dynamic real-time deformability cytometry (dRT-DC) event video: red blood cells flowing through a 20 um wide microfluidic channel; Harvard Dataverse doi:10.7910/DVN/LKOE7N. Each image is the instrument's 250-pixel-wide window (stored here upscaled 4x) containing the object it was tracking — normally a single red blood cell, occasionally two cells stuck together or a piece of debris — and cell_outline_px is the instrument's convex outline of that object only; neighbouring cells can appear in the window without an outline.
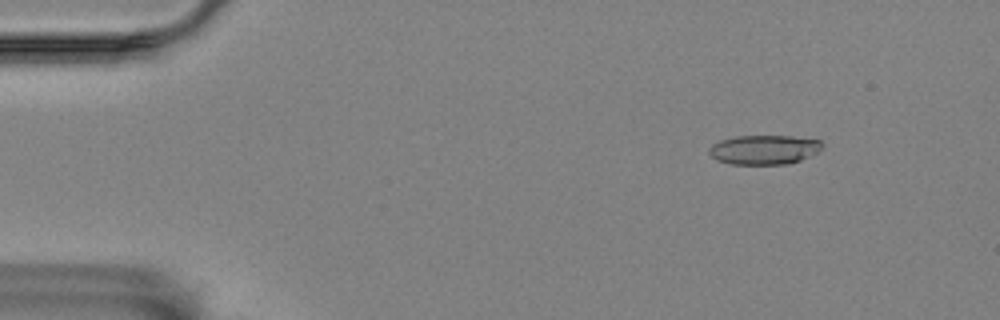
{"species": "Egyptian fruit bat (a non-hibernating species)", "species_latin": "Rousettus aegyptiacus", "temperature_condition": "room temperature", "stored_images_in_passage": 6, "camera_frame_rate_fps": 3000, "um_per_image_px": 0.085, "animal": {"sex": "female"}, "frame": {"image": 1, "passage_image": 2, "time_ms": 1.0, "image_size_px": [1000, 320], "cell_outline_px": [[824, 144], [816, 152], [800, 160], [788, 164], [732, 164], [716, 160], [708, 152], [708, 148], [712, 144], [720, 140], [736, 136], [792, 136], [820, 140]], "centroid_in_image_um": [64.91, 12.72], "position_along_channel_um": 20.1, "area_um2": 19.31}}